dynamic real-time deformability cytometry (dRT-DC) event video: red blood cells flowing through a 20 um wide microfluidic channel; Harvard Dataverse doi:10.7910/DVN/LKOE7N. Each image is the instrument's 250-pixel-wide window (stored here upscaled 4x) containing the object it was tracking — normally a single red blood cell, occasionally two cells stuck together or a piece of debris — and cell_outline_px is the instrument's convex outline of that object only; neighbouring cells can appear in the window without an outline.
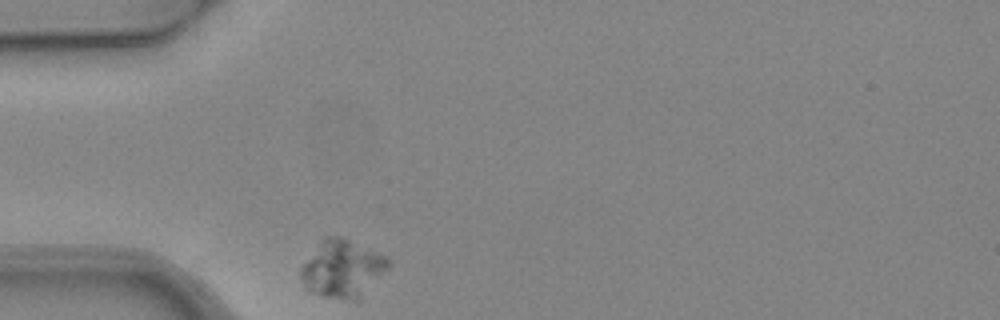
{"species": "common noctule bat (a hibernating species)", "species_latin": "Nyctalus noctula", "temperature_condition": "warm", "stored_images_in_passage": 5, "camera_frame_rate_fps": 3000, "um_per_image_px": 0.085, "animal": {"sex": "female", "body_mass_g": 24.6, "forearm_length_mm": 56.2}, "frame": {"image": 1, "passage_image": 1, "time_ms": 0.0, "image_size_px": [1000, 320], "cell_outline_px": [[392, 264], [360, 300], [356, 300], [324, 296], [308, 292], [304, 288], [300, 276], [300, 268], [320, 240], [324, 236], [344, 236], [388, 256], [392, 260]], "centroid_in_image_um": [29.13, 22.82], "position_along_channel_um": 55.9, "area_um2": 29.94}}
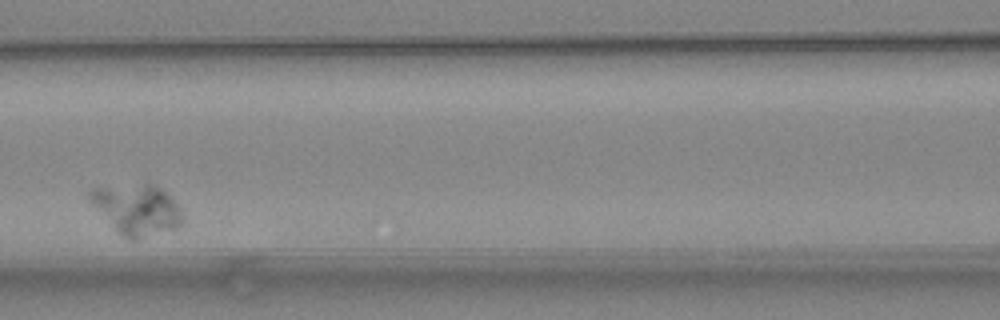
{"frame": {"image": 2, "passage_image": 4, "time_ms": 1.0, "image_size_px": [1000, 320], "cell_outline_px": [[184, 220], [176, 228], [140, 236], [124, 236], [116, 232], [88, 200], [88, 192], [92, 188], [148, 184], [152, 184], [160, 188], [180, 208]], "centroid_in_image_um": [11.58, 17.77], "position_along_channel_um": 155.0, "area_um2": 26.18}}
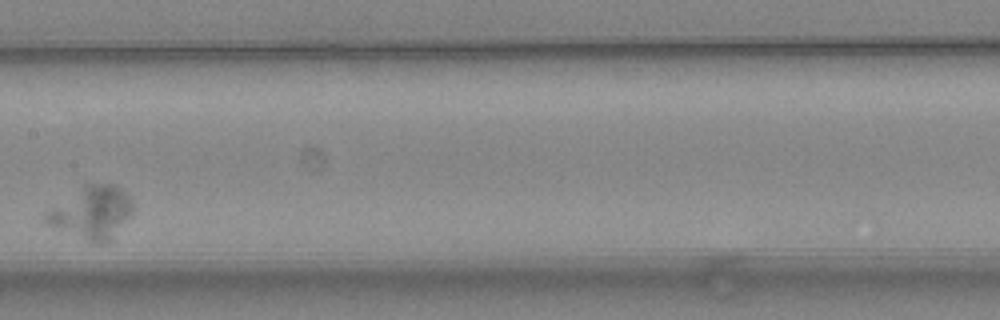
{"frame": {"image": 3, "passage_image": 5, "time_ms": 1.333, "image_size_px": [1000, 320], "cell_outline_px": [[132, 212], [108, 240], [88, 240], [48, 224], [44, 220], [44, 212], [48, 208], [84, 184], [112, 184], [120, 188], [132, 200]], "centroid_in_image_um": [7.74, 17.98], "position_along_channel_um": 199.7, "area_um2": 25.49}}